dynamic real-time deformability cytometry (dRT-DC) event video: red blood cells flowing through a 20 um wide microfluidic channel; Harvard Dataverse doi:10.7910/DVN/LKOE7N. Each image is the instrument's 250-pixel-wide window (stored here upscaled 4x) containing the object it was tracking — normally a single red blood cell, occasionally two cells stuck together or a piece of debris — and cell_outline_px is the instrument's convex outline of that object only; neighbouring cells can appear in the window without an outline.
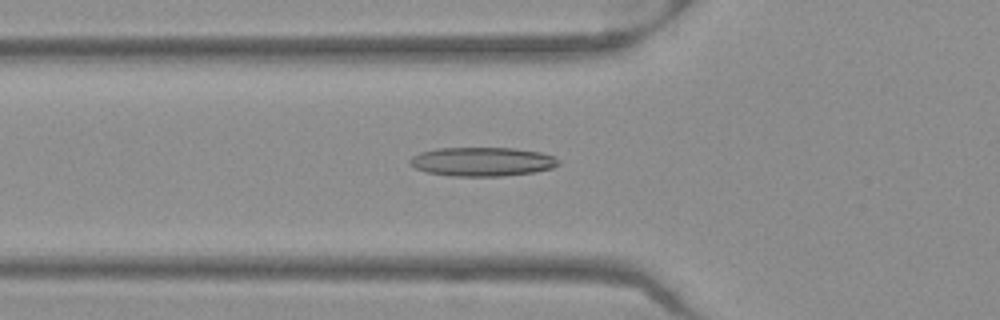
{"species": "Egyptian fruit bat (a non-hibernating species)", "species_latin": "Rousettus aegyptiacus", "temperature_condition": "warm", "stored_images_in_passage": 40, "camera_frame_rate_fps": 3000, "um_per_image_px": 0.085, "frame": {"image": 1, "passage_image": 7, "time_ms": 2.0, "image_size_px": [1000, 320], "cell_outline_px": [[560, 164], [552, 168], [536, 172], [504, 176], [448, 176], [428, 172], [416, 168], [408, 164], [408, 160], [412, 156], [420, 152], [436, 148], [512, 148], [540, 152], [552, 156], [560, 160]], "centroid_in_image_um": [40.98, 13.74], "position_along_channel_um": 84.8, "area_um2": 25.26}}
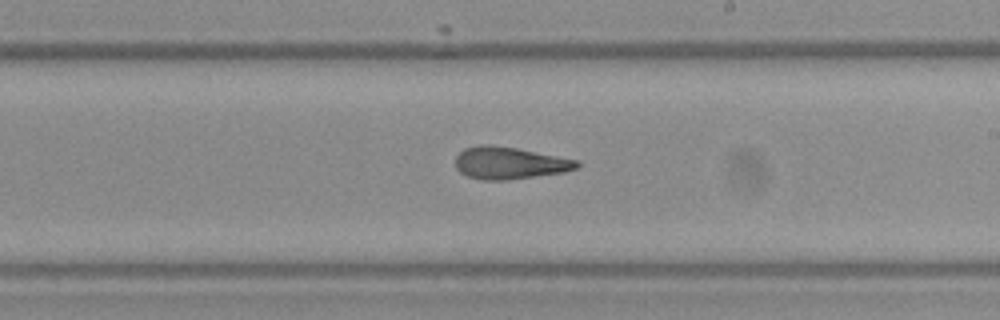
{"frame": {"image": 2, "passage_image": 19, "time_ms": 6.0, "image_size_px": [1000, 320], "cell_outline_px": [[580, 164], [576, 168], [564, 172], [508, 180], [480, 180], [468, 176], [460, 172], [456, 168], [456, 156], [464, 148], [480, 144], [488, 144], [516, 148], [580, 160]], "centroid_in_image_um": [43.3, 13.85], "position_along_channel_um": 245.7, "area_um2": 22.83}}
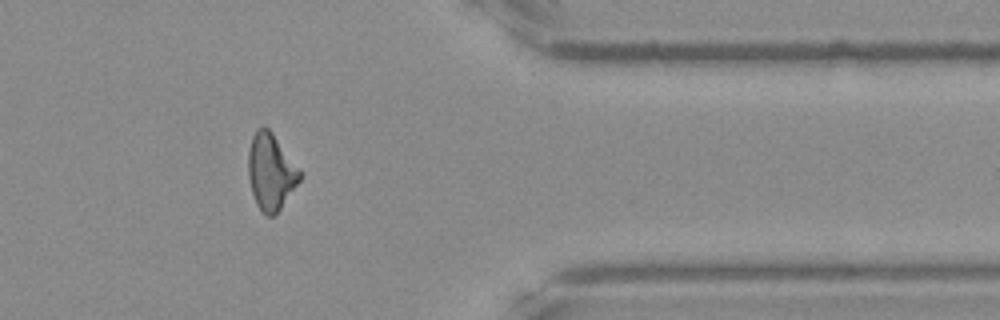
{"frame": {"image": 3, "passage_image": 31, "time_ms": 10.0, "image_size_px": [1000, 320], "cell_outline_px": [[300, 180], [276, 216], [264, 216], [260, 212], [256, 204], [252, 192], [248, 176], [248, 152], [252, 136], [256, 128], [264, 124], [272, 132], [300, 168]], "centroid_in_image_um": [23.01, 14.61], "position_along_channel_um": 388.4, "area_um2": 23.29}, "authors_computed_cell_mechanics": {"area_um2": 22.9755, "velocity_mm_per_s": 3.9959, "shape_relaxation_time_tau1_ms": null, "shape_relaxation_time_tau2_ms": 4.0466, "deformation_change_tau1": null, "deformation_change_tau2": 0.1479}}